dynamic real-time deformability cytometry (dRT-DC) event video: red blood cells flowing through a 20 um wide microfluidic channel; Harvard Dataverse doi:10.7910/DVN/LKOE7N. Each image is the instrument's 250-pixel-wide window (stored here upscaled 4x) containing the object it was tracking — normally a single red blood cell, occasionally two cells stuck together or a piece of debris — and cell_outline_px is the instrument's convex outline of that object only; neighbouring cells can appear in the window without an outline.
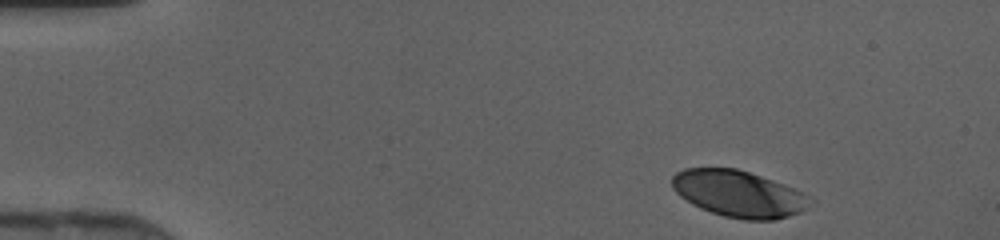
{"species": "human", "species_latin": "Homo sapiens", "temperature_condition": "cold", "stored_images_in_passage": 42, "camera_frame_rate_fps": 3000, "um_per_image_px": 0.085, "donor": {"sex": "female"}, "frame": {"image": 1, "passage_image": 2, "time_ms": 0.333, "image_size_px": [1000, 240], "cell_outline_px": [[816, 200], [808, 208], [800, 212], [776, 220], [744, 220], [724, 216], [700, 208], [692, 204], [680, 196], [672, 188], [672, 176], [676, 172], [684, 168], [736, 168], [784, 184], [804, 192]], "centroid_in_image_um": [62.83, 16.48], "position_along_channel_um": 22.2, "area_um2": 37.69}}
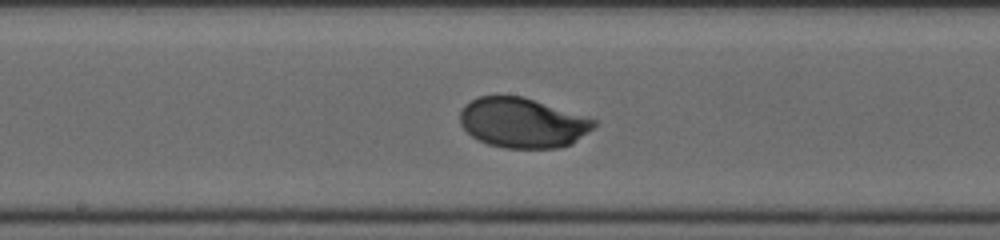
{"frame": {"image": 2, "passage_image": 21, "time_ms": 6.667, "image_size_px": [1000, 240], "cell_outline_px": [[596, 124], [592, 128], [572, 144], [560, 148], [504, 148], [488, 144], [472, 136], [460, 124], [460, 112], [464, 104], [480, 96], [524, 96], [596, 120]], "centroid_in_image_um": [44.4, 10.44], "position_along_channel_um": 203.8, "area_um2": 38.78}}
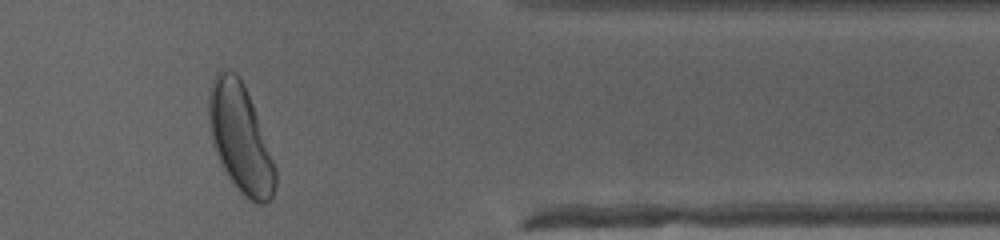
{"frame": {"image": 3, "passage_image": 35, "time_ms": 11.333, "image_size_px": [1000, 240], "cell_outline_px": [[276, 184], [272, 196], [268, 204], [260, 204], [248, 200], [240, 192], [228, 176], [212, 144], [208, 116], [208, 96], [212, 80], [216, 72], [220, 68], [236, 72], [244, 84], [252, 104], [276, 168]], "centroid_in_image_um": [20.41, 11.74], "position_along_channel_um": 391.0, "area_um2": 41.73}}